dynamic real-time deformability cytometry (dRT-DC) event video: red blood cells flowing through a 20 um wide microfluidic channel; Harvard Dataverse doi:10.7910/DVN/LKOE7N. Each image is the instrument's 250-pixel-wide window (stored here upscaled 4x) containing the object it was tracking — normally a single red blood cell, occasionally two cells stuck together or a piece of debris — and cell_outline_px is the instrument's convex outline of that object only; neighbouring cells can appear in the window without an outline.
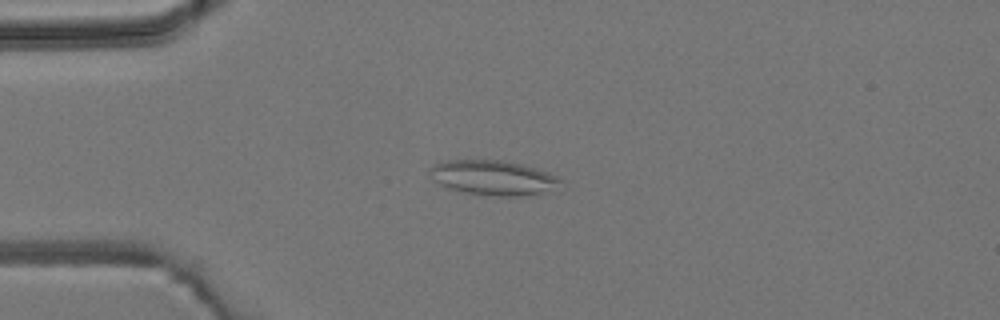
{"species": "common noctule bat (a hibernating species)", "species_latin": "Nyctalus noctula", "temperature_condition": "room temperature", "stored_images_in_passage": 8, "camera_frame_rate_fps": 3000, "um_per_image_px": 0.085, "animal": {"sex": "male", "body_mass_g": 19.2, "forearm_length_mm": 51.8}, "frame": {"image": 1, "passage_image": 4, "time_ms": 3.667, "image_size_px": [1000, 320], "cell_outline_px": [[560, 180], [540, 192], [516, 196], [488, 196], [448, 188], [440, 184], [428, 172], [428, 168], [432, 164], [448, 160], [500, 160], [520, 164], [536, 168], [548, 172], [556, 176]], "centroid_in_image_um": [41.78, 15.08], "position_along_channel_um": 43.2, "area_um2": 25.66}}
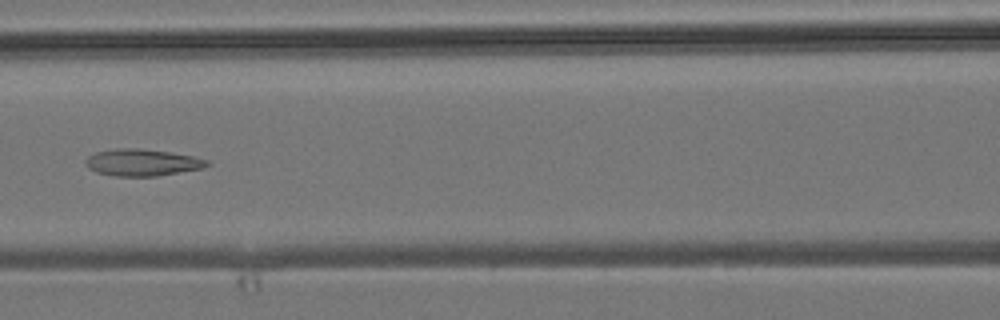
{"frame": {"image": 2, "passage_image": 7, "time_ms": 7.0, "image_size_px": [1000, 320], "cell_outline_px": [[212, 164], [204, 168], [156, 176], [116, 176], [96, 172], [88, 168], [84, 164], [84, 160], [88, 156], [96, 152], [116, 148], [136, 148], [168, 152], [192, 156], [208, 160]], "centroid_in_image_um": [12.07, 13.81], "position_along_channel_um": 154.5, "area_um2": 19.02}}
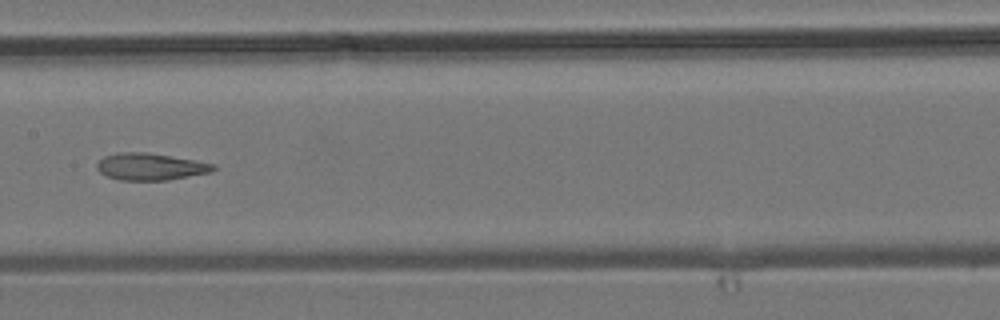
{"frame": {"image": 3, "passage_image": 8, "time_ms": 8.0, "image_size_px": [1000, 320], "cell_outline_px": [[216, 168], [212, 172], [168, 180], [120, 180], [108, 176], [100, 172], [96, 168], [96, 164], [104, 156], [120, 152], [144, 152], [196, 160], [216, 164]], "centroid_in_image_um": [12.81, 14.16], "position_along_channel_um": 194.6, "area_um2": 18.26}}